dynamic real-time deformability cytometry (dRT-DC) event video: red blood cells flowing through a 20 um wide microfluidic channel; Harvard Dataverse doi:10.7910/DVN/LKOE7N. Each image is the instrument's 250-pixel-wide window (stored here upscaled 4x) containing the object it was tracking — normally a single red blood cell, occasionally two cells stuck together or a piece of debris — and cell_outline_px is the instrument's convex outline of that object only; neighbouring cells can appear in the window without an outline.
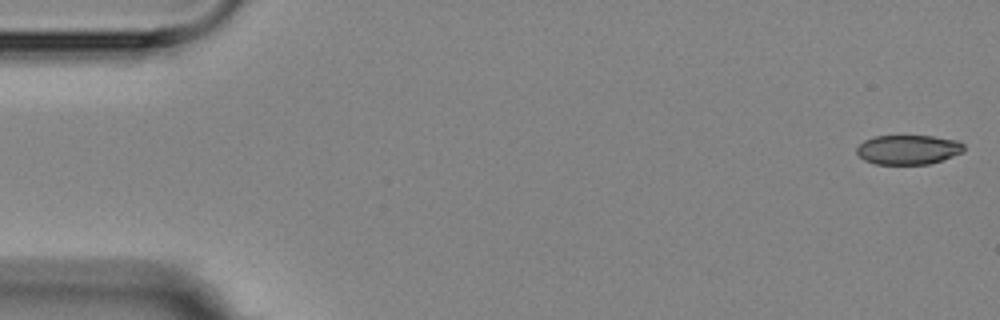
{"species": "Egyptian fruit bat (a non-hibernating species)", "species_latin": "Rousettus aegyptiacus", "temperature_condition": "room temperature", "stored_images_in_passage": 4, "camera_frame_rate_fps": 3000, "um_per_image_px": 0.085, "animal": {"sex": "female"}, "frame": {"image": 1, "passage_image": 1, "time_ms": 0.0, "image_size_px": [1000, 320], "cell_outline_px": [[964, 152], [928, 164], [876, 164], [864, 160], [856, 152], [856, 148], [864, 140], [876, 136], [932, 136], [956, 140], [964, 144]], "centroid_in_image_um": [77.19, 12.72], "position_along_channel_um": 7.8, "area_um2": 18.32}}
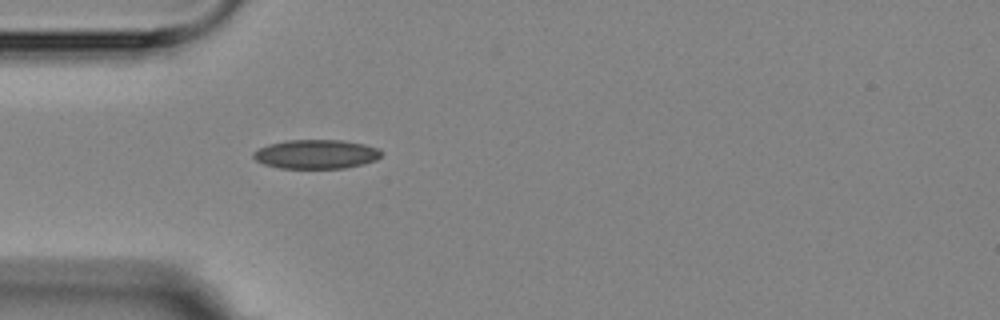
{"frame": {"image": 2, "passage_image": 4, "time_ms": 5.0, "image_size_px": [1000, 320], "cell_outline_px": [[384, 152], [376, 160], [364, 164], [344, 168], [280, 168], [264, 164], [256, 160], [252, 156], [252, 152], [268, 144], [284, 140], [340, 140], [364, 144], [380, 148]], "centroid_in_image_um": [26.89, 13.1], "position_along_channel_um": 58.1, "area_um2": 21.85}}